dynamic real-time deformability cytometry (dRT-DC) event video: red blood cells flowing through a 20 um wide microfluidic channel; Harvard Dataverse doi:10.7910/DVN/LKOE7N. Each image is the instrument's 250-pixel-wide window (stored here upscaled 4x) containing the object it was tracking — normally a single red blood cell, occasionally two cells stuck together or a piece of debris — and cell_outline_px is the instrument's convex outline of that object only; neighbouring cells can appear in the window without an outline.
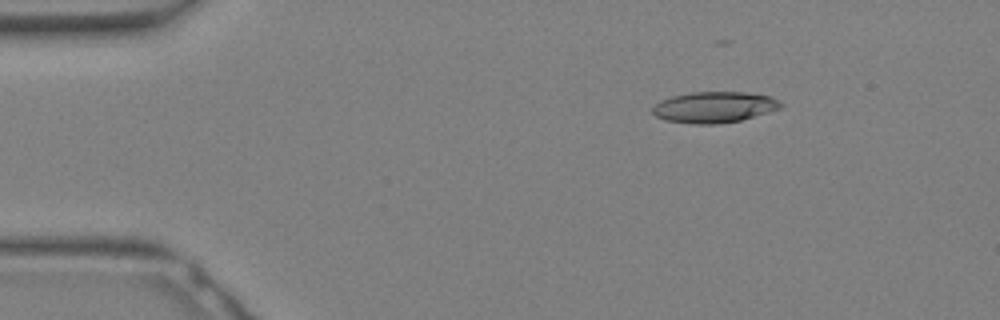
{"species": "Egyptian fruit bat (a non-hibernating species)", "species_latin": "Rousettus aegyptiacus", "temperature_condition": "warm", "stored_images_in_passage": 30, "camera_frame_rate_fps": 3000, "um_per_image_px": 0.085, "animal": {"sex": "female"}, "frame": {"image": 1, "passage_image": 4, "time_ms": 1.0, "image_size_px": [1000, 320], "cell_outline_px": [[784, 104], [780, 108], [768, 112], [740, 120], [716, 124], [696, 124], [664, 120], [656, 116], [652, 112], [652, 108], [660, 100], [672, 96], [688, 92], [744, 92], [772, 96]], "centroid_in_image_um": [60.7, 9.1], "position_along_channel_um": 24.3, "area_um2": 23.18}}
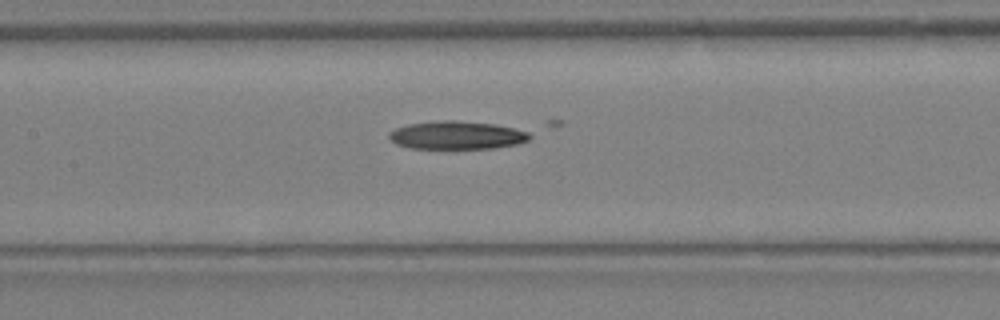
{"frame": {"image": 2, "passage_image": 14, "time_ms": 4.333, "image_size_px": [1000, 320], "cell_outline_px": [[532, 136], [528, 140], [516, 144], [496, 148], [408, 148], [396, 144], [388, 136], [388, 132], [396, 128], [408, 124], [444, 120], [456, 120], [492, 124], [512, 128], [528, 132]], "centroid_in_image_um": [38.8, 11.49], "position_along_channel_um": 168.6, "area_um2": 22.83}}
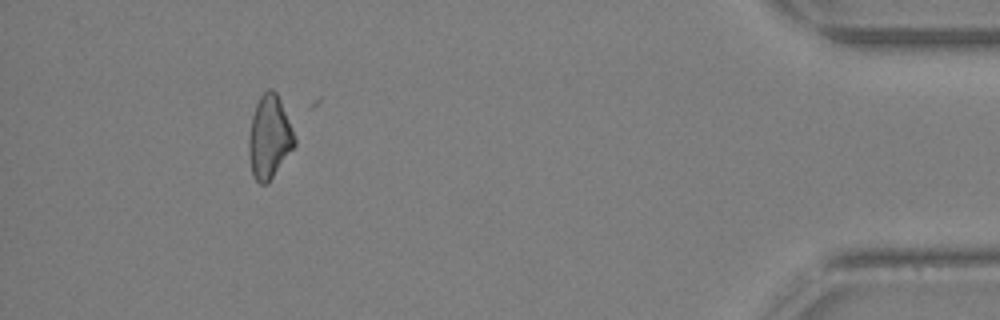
{"frame": {"image": 3, "passage_image": 28, "time_ms": 9.0, "image_size_px": [1000, 320], "cell_outline_px": [[296, 144], [272, 176], [264, 184], [260, 184], [252, 176], [248, 152], [248, 136], [252, 116], [256, 104], [260, 96], [268, 88], [272, 88], [276, 92], [280, 100], [292, 128], [296, 140]], "centroid_in_image_um": [22.87, 11.63], "position_along_channel_um": 412.3, "area_um2": 21.91}}